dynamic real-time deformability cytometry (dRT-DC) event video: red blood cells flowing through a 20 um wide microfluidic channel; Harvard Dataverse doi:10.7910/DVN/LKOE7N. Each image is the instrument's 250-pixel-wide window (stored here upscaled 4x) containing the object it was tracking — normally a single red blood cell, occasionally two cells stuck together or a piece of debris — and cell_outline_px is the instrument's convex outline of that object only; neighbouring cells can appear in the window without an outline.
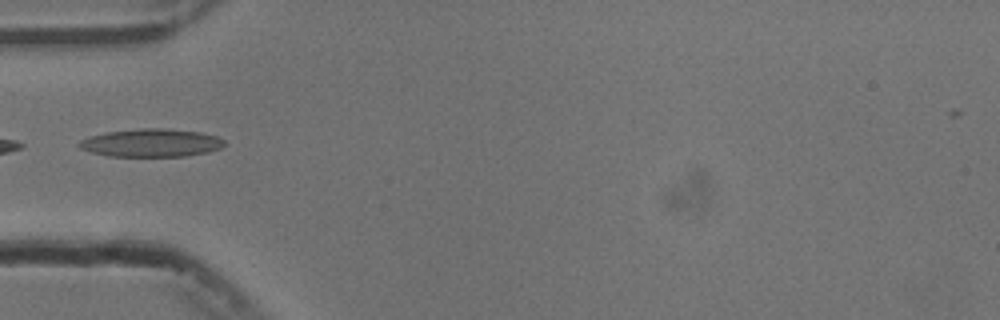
{"species": "common noctule bat (a hibernating species)", "species_latin": "Nyctalus noctula", "temperature_condition": "cold", "stored_images_in_passage": 21, "camera_frame_rate_fps": 3000, "um_per_image_px": 0.085, "animal": {"sex": "male", "body_mass_g": 13.3}, "frame": {"image": 1, "passage_image": 1, "time_ms": 0.0, "image_size_px": [1000, 320], "cell_outline_px": [[224, 144], [220, 148], [208, 152], [184, 156], [108, 156], [92, 152], [80, 148], [76, 144], [80, 140], [88, 136], [104, 132], [140, 128], [164, 128], [200, 132], [216, 136], [224, 140]], "centroid_in_image_um": [12.81, 12.13], "position_along_channel_um": 72.2, "area_um2": 23.76}}
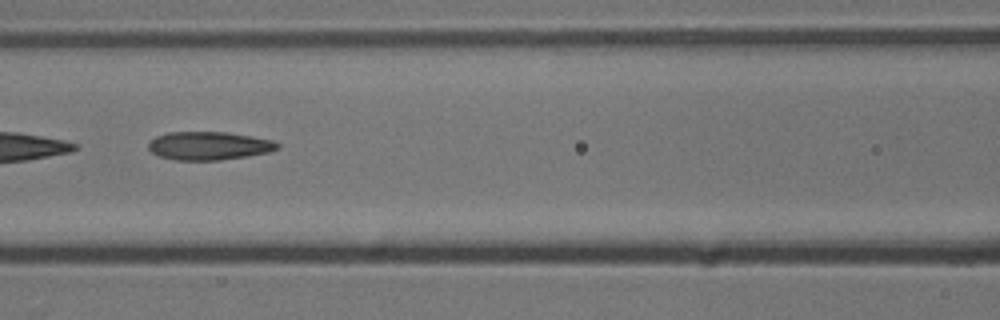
{"frame": {"image": 2, "passage_image": 7, "time_ms": 2.0, "image_size_px": [1000, 320], "cell_outline_px": [[280, 148], [268, 152], [220, 160], [176, 160], [160, 156], [152, 152], [148, 148], [148, 140], [156, 136], [168, 132], [228, 132], [272, 140], [280, 144]], "centroid_in_image_um": [17.73, 12.38], "position_along_channel_um": 148.9, "area_um2": 21.21}}
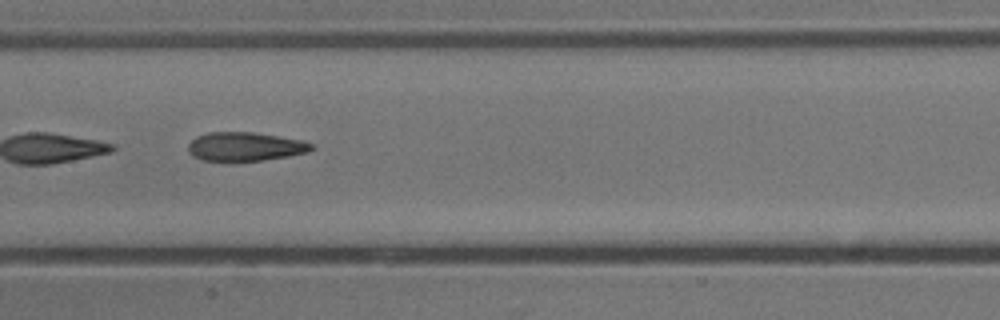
{"frame": {"image": 3, "passage_image": 10, "time_ms": 3.0, "image_size_px": [1000, 320], "cell_outline_px": [[316, 148], [308, 152], [288, 156], [264, 160], [200, 160], [192, 156], [188, 152], [188, 144], [196, 136], [208, 132], [252, 132], [300, 140], [312, 144]], "centroid_in_image_um": [20.81, 12.45], "position_along_channel_um": 186.6, "area_um2": 20.52}}